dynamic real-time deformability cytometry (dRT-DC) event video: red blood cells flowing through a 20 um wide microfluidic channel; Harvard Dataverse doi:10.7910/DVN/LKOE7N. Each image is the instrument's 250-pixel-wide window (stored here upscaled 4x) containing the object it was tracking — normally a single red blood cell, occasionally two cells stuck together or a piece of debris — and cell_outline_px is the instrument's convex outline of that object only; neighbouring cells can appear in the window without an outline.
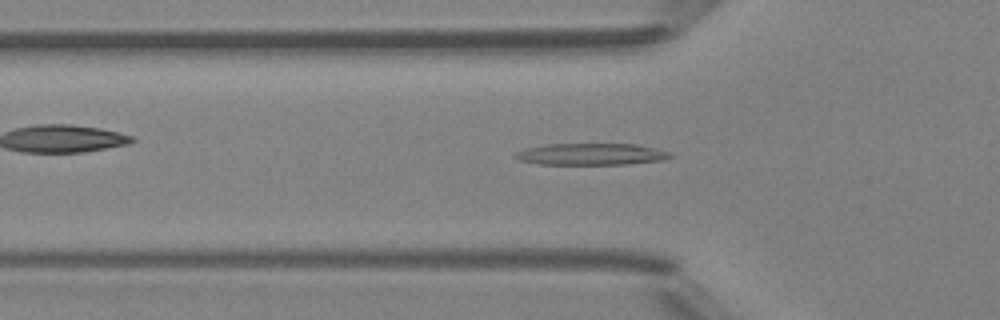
{"species": "Egyptian fruit bat (a non-hibernating species)", "species_latin": "Rousettus aegyptiacus", "temperature_condition": "room temperature", "stored_images_in_passage": 45, "camera_frame_rate_fps": 3000, "um_per_image_px": 0.085, "animal": {"sex": "female"}, "frame": {"image": 1, "passage_image": 12, "time_ms": 3.667, "image_size_px": [1000, 320], "cell_outline_px": [[672, 156], [664, 160], [628, 164], [540, 164], [520, 160], [512, 156], [516, 152], [524, 148], [548, 144], [636, 144], [656, 148], [668, 152]], "centroid_in_image_um": [50.23, 13.1], "position_along_channel_um": 75.6, "area_um2": 19.54}}
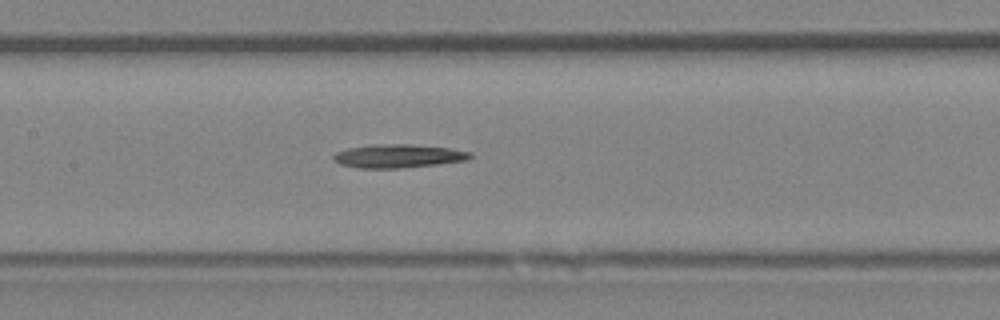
{"frame": {"image": 2, "passage_image": 19, "time_ms": 6.0, "image_size_px": [1000, 320], "cell_outline_px": [[472, 156], [468, 160], [404, 168], [356, 168], [340, 164], [332, 160], [332, 156], [336, 152], [348, 148], [372, 144], [412, 144], [448, 148], [472, 152]], "centroid_in_image_um": [33.82, 13.26], "position_along_channel_um": 173.6, "area_um2": 18.84}}
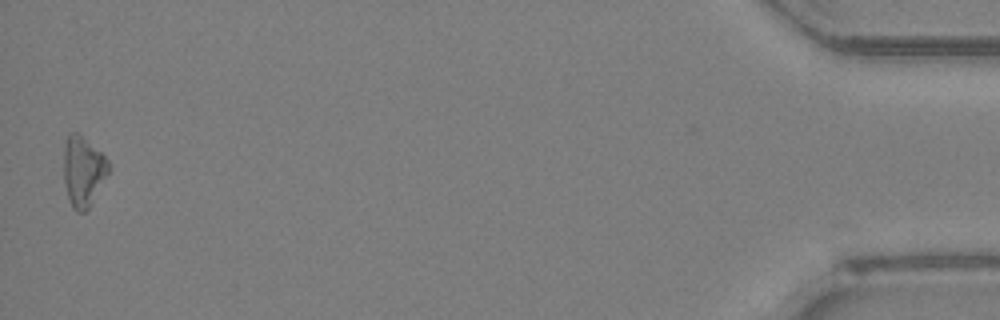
{"frame": {"image": 3, "passage_image": 44, "time_ms": 14.333, "image_size_px": [1000, 320], "cell_outline_px": [[108, 172], [88, 208], [84, 212], [76, 212], [72, 208], [68, 200], [64, 180], [64, 148], [68, 136], [72, 132], [76, 132], [100, 152], [108, 160]], "centroid_in_image_um": [7.03, 14.59], "position_along_channel_um": 428.2, "area_um2": 17.8}}